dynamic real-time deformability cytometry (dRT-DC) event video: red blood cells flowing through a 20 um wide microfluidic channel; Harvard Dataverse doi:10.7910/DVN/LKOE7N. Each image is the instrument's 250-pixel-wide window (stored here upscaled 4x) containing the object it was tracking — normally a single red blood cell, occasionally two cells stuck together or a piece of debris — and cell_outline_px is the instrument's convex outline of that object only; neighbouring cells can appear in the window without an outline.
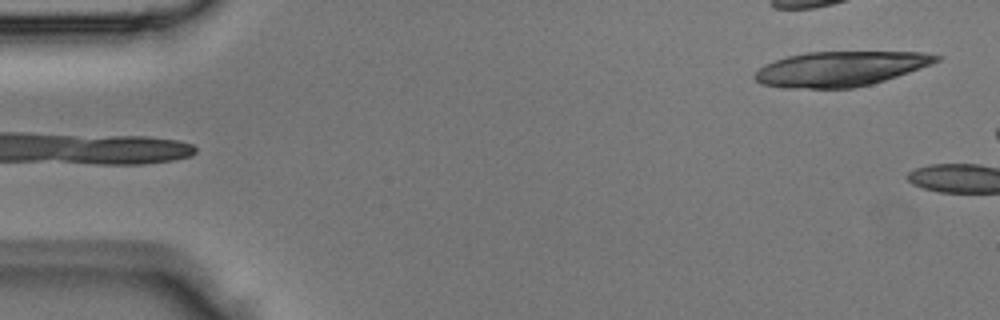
{"species": "Egyptian fruit bat (a non-hibernating species)", "species_latin": "Rousettus aegyptiacus", "temperature_condition": "room temperature", "stored_images_in_passage": 4, "segment_of_instrument_passage": [2, 2], "camera_frame_rate_fps": 3000, "um_per_image_px": 0.085, "animal": {"sex": "male"}, "frame": {"image": 1, "passage_image": 4, "time_ms": 1.0, "image_size_px": [1000, 320], "cell_outline_px": [[944, 56], [940, 60], [932, 64], [872, 84], [852, 88], [784, 88], [760, 84], [752, 76], [764, 64], [788, 56], [808, 52], [924, 52]], "centroid_in_image_um": [71.42, 5.85], "position_along_channel_um": 13.6, "area_um2": 36.88}}